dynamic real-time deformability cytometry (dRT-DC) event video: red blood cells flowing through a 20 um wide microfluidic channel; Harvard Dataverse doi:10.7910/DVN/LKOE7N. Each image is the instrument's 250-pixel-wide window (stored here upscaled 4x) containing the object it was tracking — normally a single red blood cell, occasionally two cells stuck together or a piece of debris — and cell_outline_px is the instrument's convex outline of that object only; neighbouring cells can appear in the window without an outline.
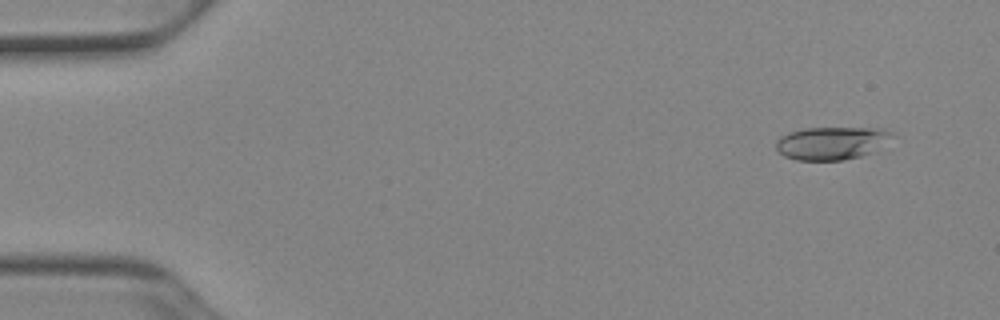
{"species": "Egyptian fruit bat (a non-hibernating species)", "species_latin": "Rousettus aegyptiacus", "temperature_condition": "cold", "stored_images_in_passage": 52, "camera_frame_rate_fps": 3000, "um_per_image_px": 0.085, "animal": {"sex": "female"}, "frame": {"image": 1, "passage_image": 4, "time_ms": 1.0, "image_size_px": [1000, 320], "cell_outline_px": [[896, 136], [872, 152], [860, 156], [844, 160], [796, 160], [784, 156], [776, 148], [776, 140], [780, 136], [788, 132], [804, 128], [884, 128], [892, 132]], "centroid_in_image_um": [70.7, 12.15], "position_along_channel_um": 14.3, "area_um2": 22.43}}
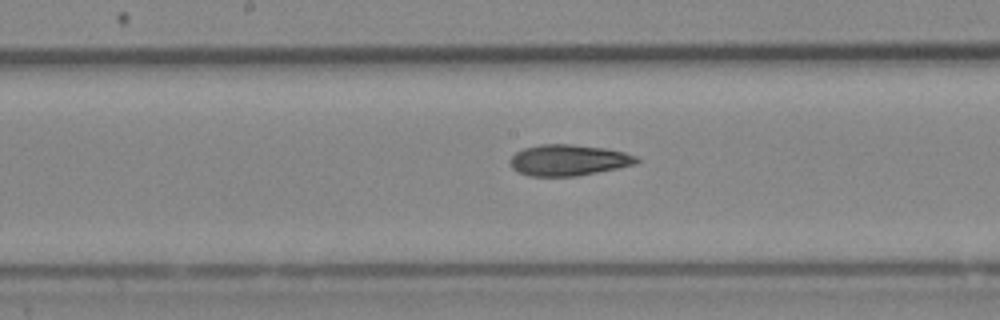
{"frame": {"image": 2, "passage_image": 27, "time_ms": 8.667, "image_size_px": [1000, 320], "cell_outline_px": [[640, 160], [636, 164], [576, 176], [528, 176], [512, 168], [508, 164], [508, 160], [516, 152], [524, 148], [540, 144], [572, 144], [604, 148], [624, 152], [636, 156]], "centroid_in_image_um": [48.28, 13.61], "position_along_channel_um": 199.9, "area_um2": 22.89}}
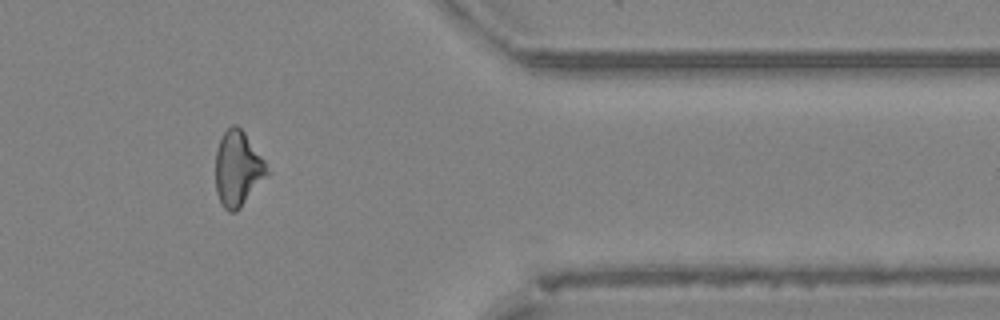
{"frame": {"image": 3, "passage_image": 43, "time_ms": 14.0, "image_size_px": [1000, 320], "cell_outline_px": [[268, 172], [240, 208], [236, 212], [228, 212], [224, 208], [216, 192], [216, 152], [220, 140], [224, 132], [232, 124], [236, 124], [244, 132], [264, 160]], "centroid_in_image_um": [20.18, 14.34], "position_along_channel_um": 391.2, "area_um2": 21.96}, "authors_computed_cell_mechanics": {"area_um2": 22.542, "velocity_mm_per_s": 3.9369, "shape_relaxation_time_tau1_ms": 7.0909, "shape_relaxation_time_tau2_ms": 4.4579, "deformation_change_tau1": 0.1544, "deformation_change_tau2": 0.1295}}